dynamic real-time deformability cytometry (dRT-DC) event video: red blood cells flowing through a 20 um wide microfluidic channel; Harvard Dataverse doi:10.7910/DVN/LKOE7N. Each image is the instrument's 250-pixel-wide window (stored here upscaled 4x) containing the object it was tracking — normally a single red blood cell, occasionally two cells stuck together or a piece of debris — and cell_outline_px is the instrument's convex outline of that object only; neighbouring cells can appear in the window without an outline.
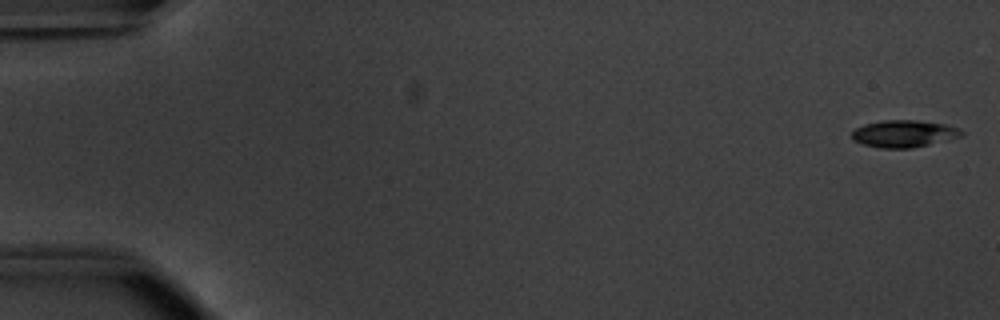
{"species": "common noctule bat (a hibernating species)", "species_latin": "Nyctalus noctula", "temperature_condition": "warm", "stored_images_in_passage": 53, "camera_frame_rate_fps": 3000, "um_per_image_px": 0.085, "animal": {"sex": "male", "body_mass_g": 20.1, "forearm_length_mm": 53.5}, "frame": {"image": 1, "passage_image": 1, "time_ms": 0.0, "image_size_px": [1000, 320], "cell_outline_px": [[964, 136], [912, 148], [880, 148], [864, 144], [852, 140], [852, 132], [856, 128], [864, 124], [880, 120], [916, 120], [944, 124], [960, 128], [964, 132]], "centroid_in_image_um": [76.85, 11.36], "position_along_channel_um": 8.2, "area_um2": 17.4}}
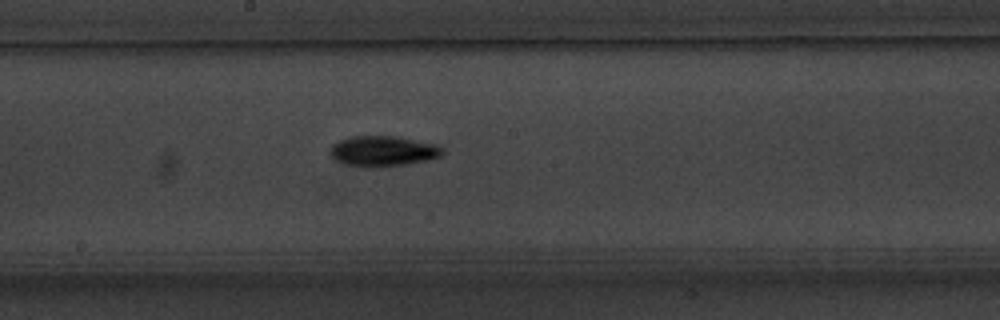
{"frame": {"image": 2, "passage_image": 29, "time_ms": 9.333, "image_size_px": [1000, 320], "cell_outline_px": [[444, 152], [440, 156], [428, 160], [404, 164], [372, 168], [368, 168], [348, 164], [336, 160], [332, 156], [332, 144], [340, 140], [352, 136], [392, 136], [436, 144], [444, 148]], "centroid_in_image_um": [32.58, 12.85], "position_along_channel_um": 215.6, "area_um2": 19.65}}
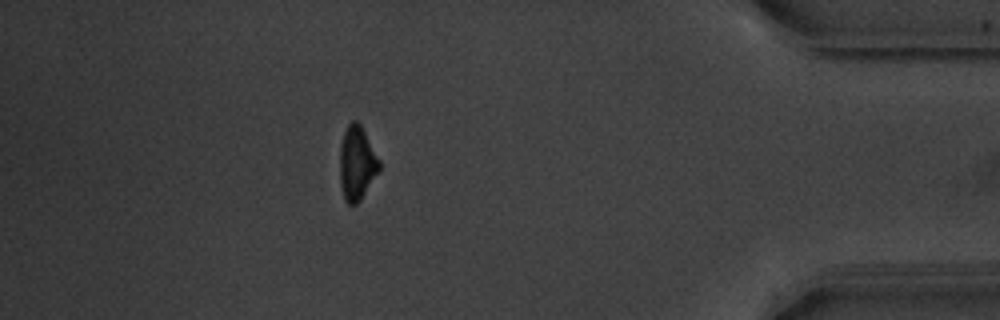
{"frame": {"image": 3, "passage_image": 47, "time_ms": 15.333, "image_size_px": [1000, 320], "cell_outline_px": [[380, 168], [360, 200], [356, 204], [348, 204], [344, 200], [340, 188], [340, 148], [344, 132], [348, 124], [352, 120], [356, 120], [360, 124], [380, 160]], "centroid_in_image_um": [30.32, 13.87], "position_along_channel_um": 404.9, "area_um2": 16.88}, "authors_computed_cell_mechanics": {"area_um2": 17.5712, "velocity_mm_per_s": 3.8403, "shape_relaxation_time_tau1_ms": 2.5256, "shape_relaxation_time_tau2_ms": null, "deformation_change_tau1": 0.1395, "deformation_change_tau2": null}}